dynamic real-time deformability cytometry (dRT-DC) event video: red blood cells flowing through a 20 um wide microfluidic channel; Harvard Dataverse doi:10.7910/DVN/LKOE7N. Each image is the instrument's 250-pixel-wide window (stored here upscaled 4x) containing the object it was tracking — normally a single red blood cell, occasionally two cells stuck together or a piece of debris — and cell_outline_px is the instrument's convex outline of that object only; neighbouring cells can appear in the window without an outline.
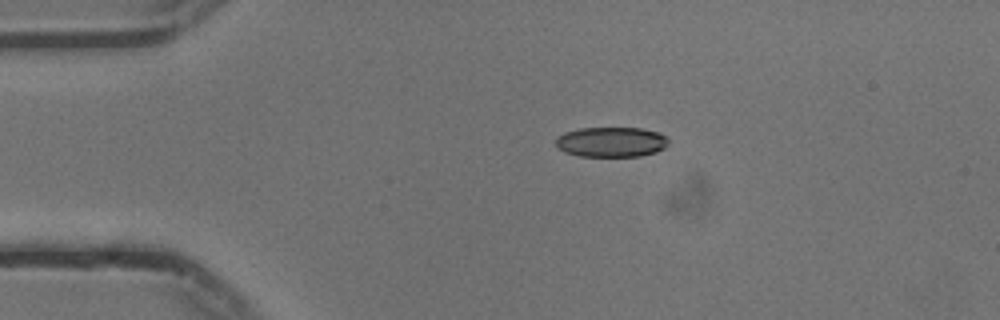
{"species": "common noctule bat (a hibernating species)", "species_latin": "Nyctalus noctula", "temperature_condition": "cold", "stored_images_in_passage": 44, "camera_frame_rate_fps": 3000, "um_per_image_px": 0.085, "animal": {"sex": "male", "body_mass_g": 13.3}, "frame": {"image": 1, "passage_image": 1, "time_ms": 0.0, "image_size_px": [1000, 320], "cell_outline_px": [[668, 144], [664, 148], [656, 152], [640, 156], [580, 156], [564, 152], [556, 148], [556, 136], [564, 132], [580, 128], [640, 128], [656, 132], [664, 136], [668, 140]], "centroid_in_image_um": [51.91, 12.07], "position_along_channel_um": 33.1, "area_um2": 19.77}}
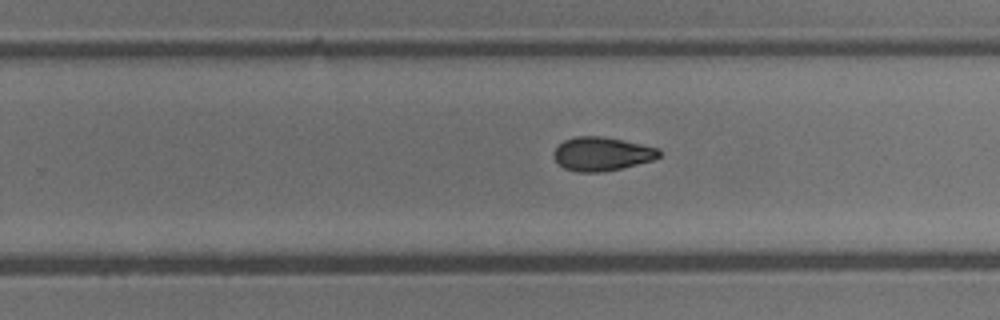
{"frame": {"image": 2, "passage_image": 24, "time_ms": 7.667, "image_size_px": [1000, 320], "cell_outline_px": [[660, 156], [652, 160], [620, 168], [600, 172], [576, 172], [564, 168], [552, 156], [552, 152], [564, 140], [576, 136], [604, 136], [624, 140], [660, 148]], "centroid_in_image_um": [51.14, 13.07], "position_along_channel_um": 278.7, "area_um2": 20.69}}
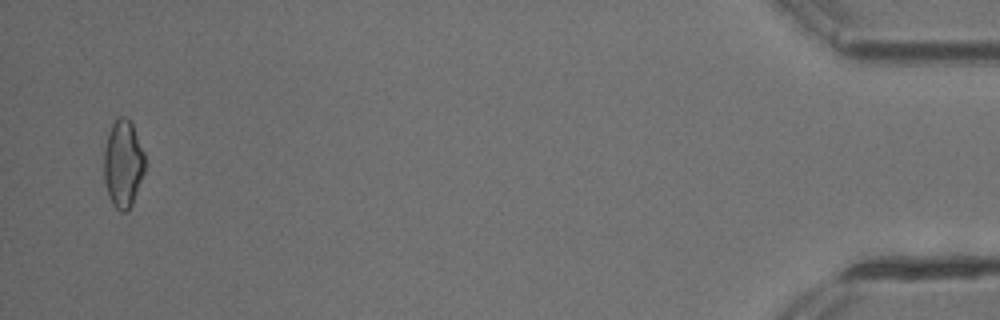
{"frame": {"image": 3, "passage_image": 43, "time_ms": 14.0, "image_size_px": [1000, 320], "cell_outline_px": [[148, 164], [132, 204], [128, 212], [120, 212], [112, 204], [108, 196], [104, 180], [104, 148], [108, 132], [112, 124], [120, 116], [124, 116], [132, 124], [144, 152]], "centroid_in_image_um": [10.48, 13.95], "position_along_channel_um": 424.7, "area_um2": 21.27}, "authors_computed_cell_mechanics": {"area_um2": 20.7502, "velocity_mm_per_s": 3.7503, "shape_relaxation_time_tau1_ms": null, "shape_relaxation_time_tau2_ms": 3.8262, "deformation_change_tau1": null, "deformation_change_tau2": 0.0959}}